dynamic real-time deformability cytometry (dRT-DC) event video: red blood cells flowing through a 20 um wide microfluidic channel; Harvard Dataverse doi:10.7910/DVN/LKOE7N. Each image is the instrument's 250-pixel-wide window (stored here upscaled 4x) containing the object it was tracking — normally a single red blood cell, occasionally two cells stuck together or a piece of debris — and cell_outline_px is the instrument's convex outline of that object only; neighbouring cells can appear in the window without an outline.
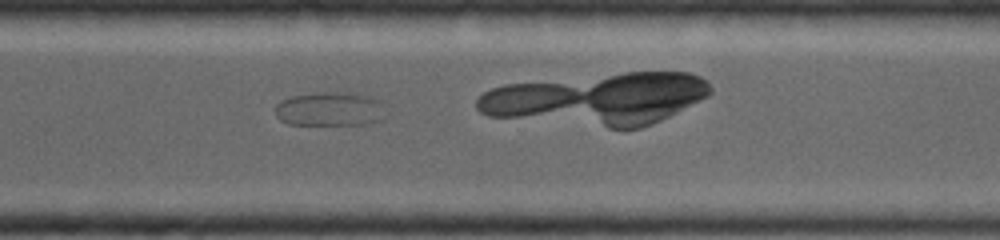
{"species": "common noctule bat (a hibernating species)", "species_latin": "Nyctalus noctula", "temperature_condition": "warm", "stored_images_in_passage": 21, "camera_frame_rate_fps": 5000, "um_per_image_px": 0.085, "animal": {"sex": "female", "body_mass_g": 19.0, "forearm_length_mm": 53.3}, "frame": {"image": 1, "passage_image": 18, "time_ms": 3.4, "image_size_px": [1000, 240], "cell_outline_px": [[388, 116], [384, 120], [368, 124], [288, 124], [280, 120], [276, 116], [276, 104], [280, 100], [292, 96], [324, 92], [348, 92], [372, 96], [380, 104]], "centroid_in_image_um": [28.07, 9.27], "position_along_channel_um": 342.5, "area_um2": 22.08}}